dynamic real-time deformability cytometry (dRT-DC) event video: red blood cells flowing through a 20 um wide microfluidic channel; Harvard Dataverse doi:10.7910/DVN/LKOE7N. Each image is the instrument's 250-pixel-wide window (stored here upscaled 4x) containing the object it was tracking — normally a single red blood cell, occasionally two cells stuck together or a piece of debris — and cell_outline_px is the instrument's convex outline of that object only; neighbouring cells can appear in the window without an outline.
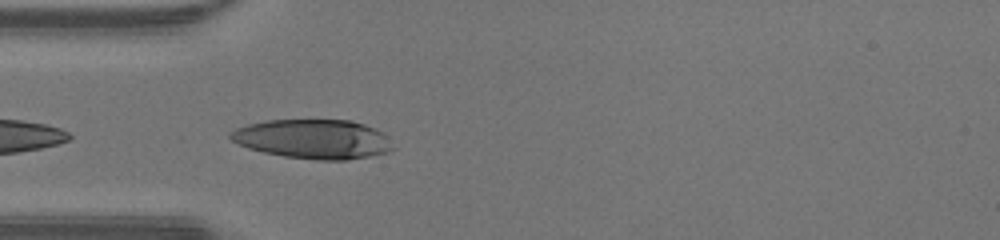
{"species": "human", "species_latin": "Homo sapiens", "temperature_condition": "warm", "stored_images_in_passage": 22, "camera_frame_rate_fps": 3000, "um_per_image_px": 0.085, "donor": {"sex": "male"}, "frame": {"image": 1, "passage_image": 1, "time_ms": 0.0, "image_size_px": [1000, 240], "cell_outline_px": [[396, 148], [388, 152], [348, 160], [316, 160], [284, 156], [264, 152], [248, 148], [232, 140], [228, 136], [228, 132], [236, 128], [248, 124], [268, 120], [352, 120], [376, 128], [384, 132]], "centroid_in_image_um": [26.66, 11.82], "position_along_channel_um": 58.3, "area_um2": 37.45}}
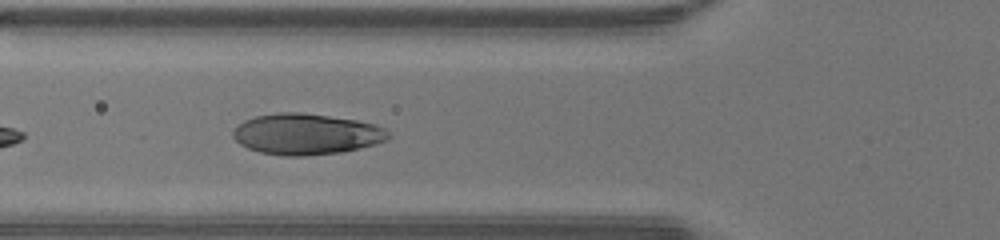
{"frame": {"image": 2, "passage_image": 4, "time_ms": 1.0, "image_size_px": [1000, 240], "cell_outline_px": [[392, 136], [388, 140], [376, 144], [360, 148], [340, 152], [308, 156], [284, 156], [260, 152], [248, 148], [240, 144], [232, 136], [232, 132], [236, 124], [244, 120], [256, 116], [276, 112], [300, 112], [356, 120], [376, 124], [384, 128]], "centroid_in_image_um": [26.03, 11.4], "position_along_channel_um": 99.8, "area_um2": 37.4}}
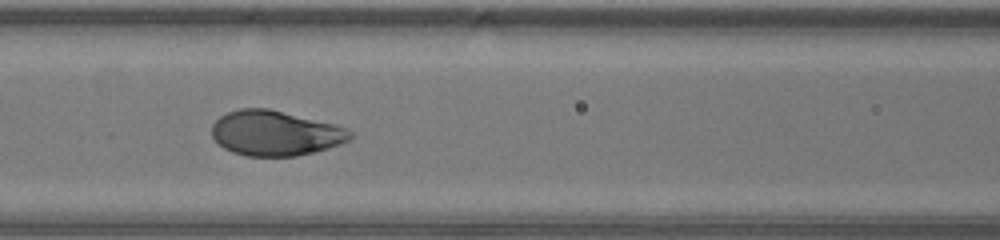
{"frame": {"image": 3, "passage_image": 7, "time_ms": 2.0, "image_size_px": [1000, 240], "cell_outline_px": [[352, 136], [348, 140], [340, 144], [316, 152], [296, 156], [248, 156], [232, 152], [224, 148], [212, 136], [212, 124], [220, 116], [228, 112], [240, 108], [268, 108], [336, 124], [348, 128], [352, 132]], "centroid_in_image_um": [23.42, 11.31], "position_along_channel_um": 143.2, "area_um2": 36.41}}